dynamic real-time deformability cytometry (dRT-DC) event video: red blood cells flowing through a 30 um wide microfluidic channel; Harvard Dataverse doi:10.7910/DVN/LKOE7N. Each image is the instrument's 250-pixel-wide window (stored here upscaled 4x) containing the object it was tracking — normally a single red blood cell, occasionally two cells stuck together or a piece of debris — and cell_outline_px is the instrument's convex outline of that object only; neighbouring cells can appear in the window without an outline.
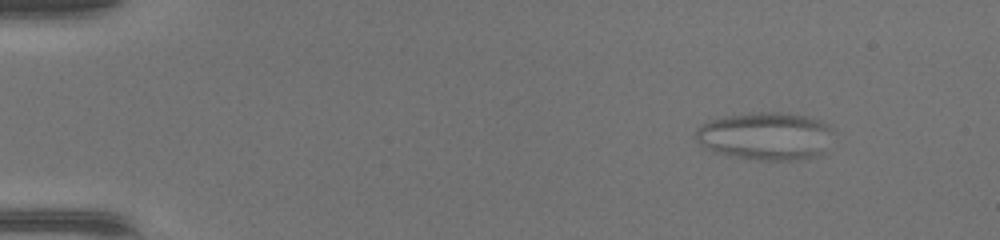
{"species": "common noctule bat (a hibernating species)", "species_latin": "Nyctalus noctula", "temperature_condition": "warm", "stored_images_in_passage": 49, "camera_frame_rate_fps": 3000, "um_per_image_px": 0.085, "animal": {"sex": "female", "body_mass_g": 17.0, "forearm_length_mm": 48.0}, "frame": {"image": 1, "passage_image": 7, "time_ms": 2.0, "image_size_px": [1000, 240], "cell_outline_px": [[828, 128], [820, 152], [812, 156], [796, 160], [760, 160], [736, 156], [720, 152], [708, 148], [696, 140], [696, 132], [704, 124], [712, 120], [724, 116], [760, 112], [780, 112], [804, 116], [820, 120], [828, 124]], "centroid_in_image_um": [65.0, 11.54], "position_along_channel_um": 20.0, "area_um2": 36.59}}
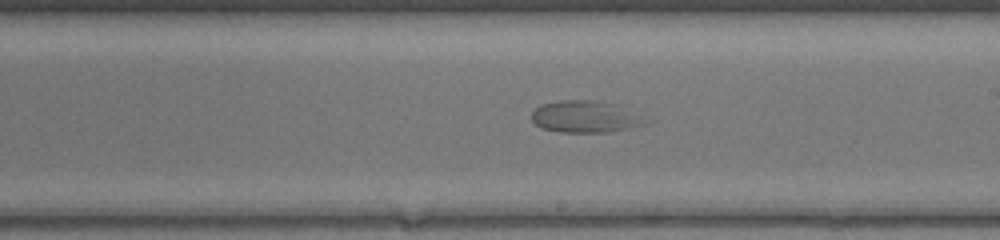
{"frame": {"image": 2, "passage_image": 30, "time_ms": 9.667, "image_size_px": [1000, 240], "cell_outline_px": [[652, 120], [644, 124], [608, 132], [560, 132], [544, 128], [536, 124], [532, 120], [532, 112], [540, 104], [560, 100], [596, 100], [616, 104]], "centroid_in_image_um": [49.76, 9.9], "position_along_channel_um": 239.2, "area_um2": 21.1}}
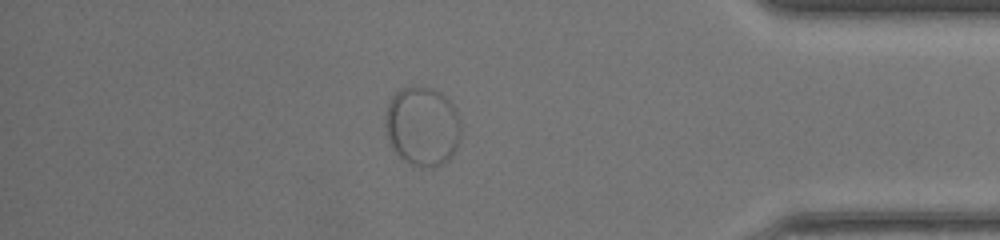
{"frame": {"image": 3, "passage_image": 43, "time_ms": 14.0, "image_size_px": [1000, 240], "cell_outline_px": [[460, 136], [456, 148], [452, 156], [444, 164], [432, 168], [420, 168], [408, 164], [392, 148], [388, 140], [384, 124], [384, 116], [388, 104], [392, 96], [400, 88], [432, 88], [440, 92], [456, 108], [460, 120]], "centroid_in_image_um": [35.89, 10.78], "position_along_channel_um": 399.3, "area_um2": 35.32}}